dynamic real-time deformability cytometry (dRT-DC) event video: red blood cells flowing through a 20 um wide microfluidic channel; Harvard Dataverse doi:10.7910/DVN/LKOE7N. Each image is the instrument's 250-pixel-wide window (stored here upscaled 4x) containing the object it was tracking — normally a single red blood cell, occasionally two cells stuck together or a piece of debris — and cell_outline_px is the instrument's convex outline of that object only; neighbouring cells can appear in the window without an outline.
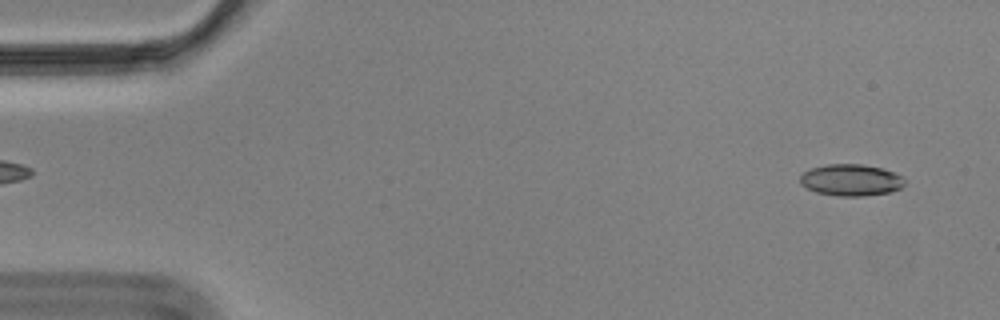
{"species": "Egyptian fruit bat (a non-hibernating species)", "species_latin": "Rousettus aegyptiacus", "temperature_condition": "cold", "stored_images_in_passage": 56, "camera_frame_rate_fps": 3000, "um_per_image_px": 0.085, "animal": {"sex": "male"}, "frame": {"image": 1, "passage_image": 3, "time_ms": 0.667, "image_size_px": [1000, 320], "cell_outline_px": [[904, 184], [900, 188], [888, 192], [864, 196], [840, 196], [816, 192], [800, 184], [800, 176], [804, 172], [812, 168], [828, 164], [860, 164], [880, 168], [892, 172], [900, 176], [904, 180]], "centroid_in_image_um": [72.3, 15.3], "position_along_channel_um": 12.7, "area_um2": 18.96}}
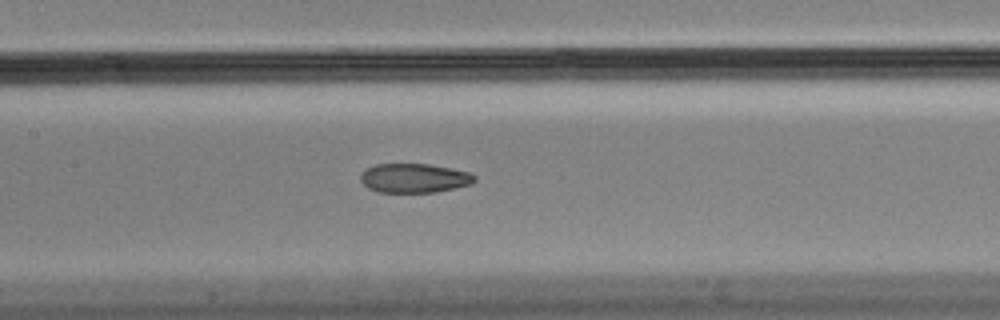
{"frame": {"image": 2, "passage_image": 26, "time_ms": 8.333, "image_size_px": [1000, 320], "cell_outline_px": [[476, 180], [468, 184], [436, 192], [376, 192], [368, 188], [360, 180], [360, 172], [376, 164], [428, 164], [468, 172], [476, 176]], "centroid_in_image_um": [35.15, 15.14], "position_along_channel_um": 172.3, "area_um2": 19.19}}
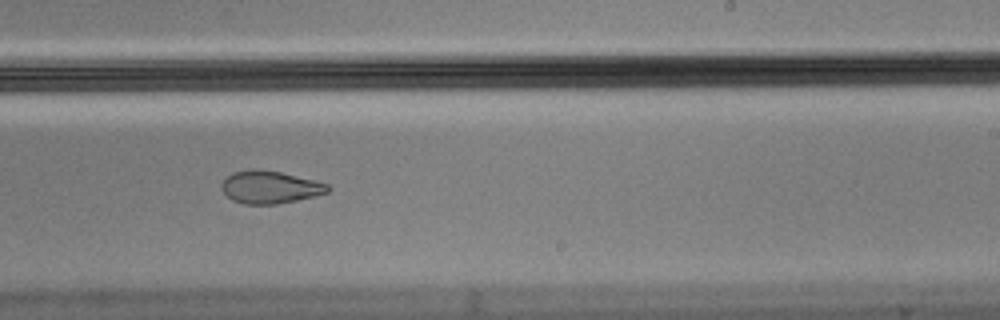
{"frame": {"image": 3, "passage_image": 34, "time_ms": 11.0, "image_size_px": [1000, 320], "cell_outline_px": [[332, 188], [328, 192], [296, 200], [276, 204], [244, 204], [232, 200], [220, 188], [220, 184], [232, 172], [252, 168], [260, 168], [280, 172], [328, 184]], "centroid_in_image_um": [22.9, 15.89], "position_along_channel_um": 266.1, "area_um2": 20.11}, "authors_computed_cell_mechanics": {"area_um2": 20.5768, "velocity_mm_per_s": 3.5336, "shape_relaxation_time_tau1_ms": null, "shape_relaxation_time_tau2_ms": 2.4892, "deformation_change_tau1": null, "deformation_change_tau2": 0.0724}}